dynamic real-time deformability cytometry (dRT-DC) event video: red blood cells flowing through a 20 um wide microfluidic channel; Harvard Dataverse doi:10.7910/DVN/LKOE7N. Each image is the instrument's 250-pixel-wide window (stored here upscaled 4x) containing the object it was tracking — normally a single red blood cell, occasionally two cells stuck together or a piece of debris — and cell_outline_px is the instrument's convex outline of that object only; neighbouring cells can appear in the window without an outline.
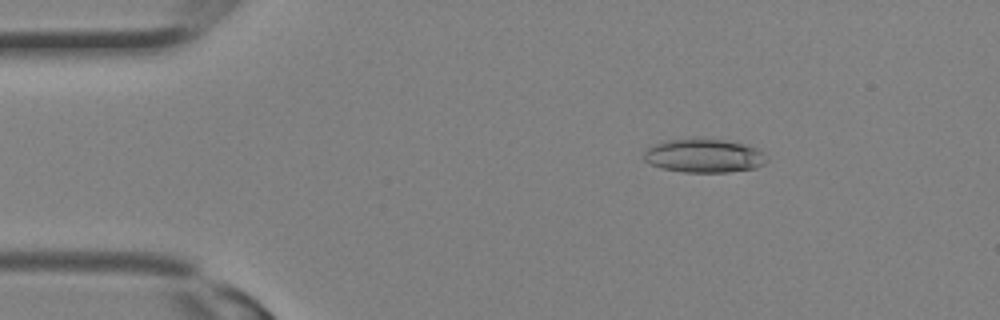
{"species": "Egyptian fruit bat (a non-hibernating species)", "species_latin": "Rousettus aegyptiacus", "temperature_condition": "room temperature", "stored_images_in_passage": 13, "camera_frame_rate_fps": 3000, "um_per_image_px": 0.085, "animal": {"sex": "female"}, "frame": {"image": 1, "passage_image": 5, "time_ms": 1.333, "image_size_px": [1000, 320], "cell_outline_px": [[768, 160], [764, 164], [756, 168], [728, 172], [684, 172], [660, 168], [644, 160], [644, 152], [652, 144], [664, 140], [724, 140], [744, 144], [756, 148], [764, 152]], "centroid_in_image_um": [59.85, 13.26], "position_along_channel_um": 25.1, "area_um2": 23.87}}
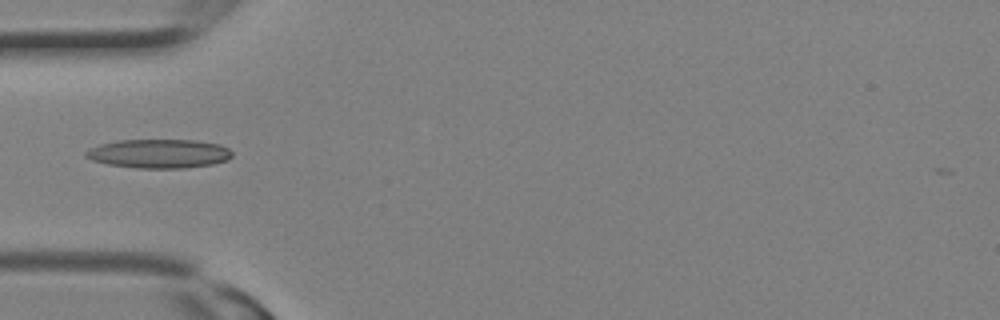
{"frame": {"image": 2, "passage_image": 10, "time_ms": 3.0, "image_size_px": [1000, 320], "cell_outline_px": [[232, 156], [228, 160], [212, 164], [184, 168], [136, 168], [108, 164], [92, 160], [84, 156], [84, 152], [88, 148], [100, 144], [116, 140], [192, 140], [220, 144], [228, 148], [232, 152]], "centroid_in_image_um": [13.49, 13.05], "position_along_channel_um": 71.5, "area_um2": 24.8}}
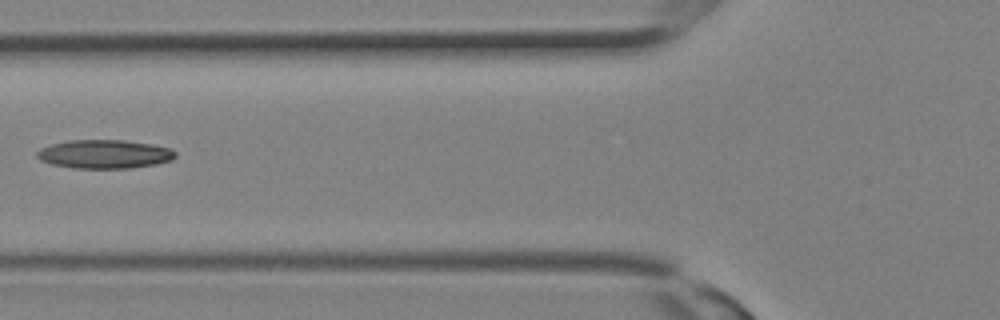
{"frame": {"image": 3, "passage_image": 12, "time_ms": 3.667, "image_size_px": [1000, 320], "cell_outline_px": [[176, 156], [172, 160], [156, 164], [132, 168], [72, 168], [52, 164], [40, 160], [36, 156], [36, 152], [40, 148], [52, 144], [68, 140], [124, 140], [152, 144], [172, 148], [176, 152]], "centroid_in_image_um": [8.89, 13.1], "position_along_channel_um": 116.9, "area_um2": 23.29}}